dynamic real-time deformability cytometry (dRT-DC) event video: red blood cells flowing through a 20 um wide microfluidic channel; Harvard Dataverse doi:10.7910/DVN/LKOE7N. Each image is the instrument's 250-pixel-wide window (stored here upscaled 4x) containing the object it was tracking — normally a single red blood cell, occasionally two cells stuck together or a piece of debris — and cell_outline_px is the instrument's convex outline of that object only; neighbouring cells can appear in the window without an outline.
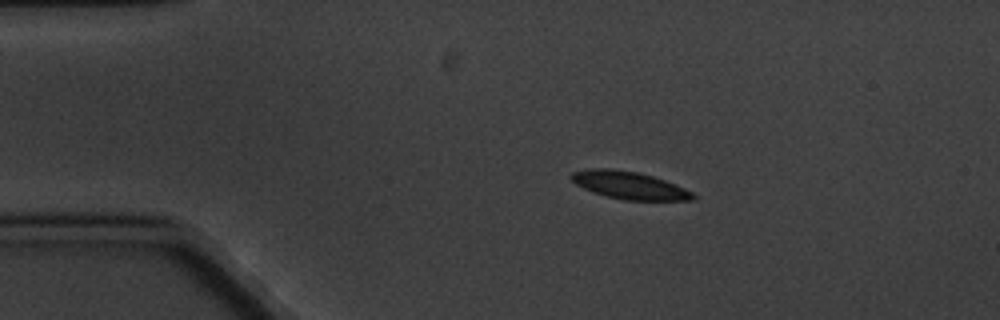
{"species": "common noctule bat (a hibernating species)", "species_latin": "Nyctalus noctula", "temperature_condition": "cold", "stored_images_in_passage": 6, "camera_frame_rate_fps": 3000, "um_per_image_px": 0.085, "animal": {"sex": "male", "body_mass_g": 20.1, "forearm_length_mm": 53.5}, "frame": {"image": 1, "passage_image": 3, "time_ms": 2.333, "image_size_px": [1000, 320], "cell_outline_px": [[696, 196], [692, 200], [624, 200], [592, 192], [576, 184], [568, 176], [572, 172], [588, 168], [608, 168], [636, 172], [652, 176], [664, 180], [684, 188], [692, 192]], "centroid_in_image_um": [53.45, 15.74], "position_along_channel_um": 31.6, "area_um2": 19.36}}
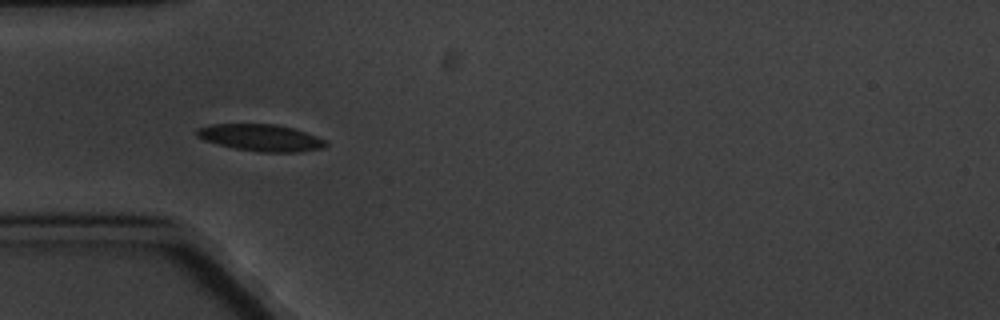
{"frame": {"image": 2, "passage_image": 5, "time_ms": 4.667, "image_size_px": [1000, 320], "cell_outline_px": [[328, 144], [324, 148], [300, 152], [260, 152], [236, 148], [204, 140], [196, 136], [196, 128], [212, 124], [276, 124], [292, 128], [316, 136], [324, 140]], "centroid_in_image_um": [22.17, 11.7], "position_along_channel_um": 62.8, "area_um2": 20.0}}